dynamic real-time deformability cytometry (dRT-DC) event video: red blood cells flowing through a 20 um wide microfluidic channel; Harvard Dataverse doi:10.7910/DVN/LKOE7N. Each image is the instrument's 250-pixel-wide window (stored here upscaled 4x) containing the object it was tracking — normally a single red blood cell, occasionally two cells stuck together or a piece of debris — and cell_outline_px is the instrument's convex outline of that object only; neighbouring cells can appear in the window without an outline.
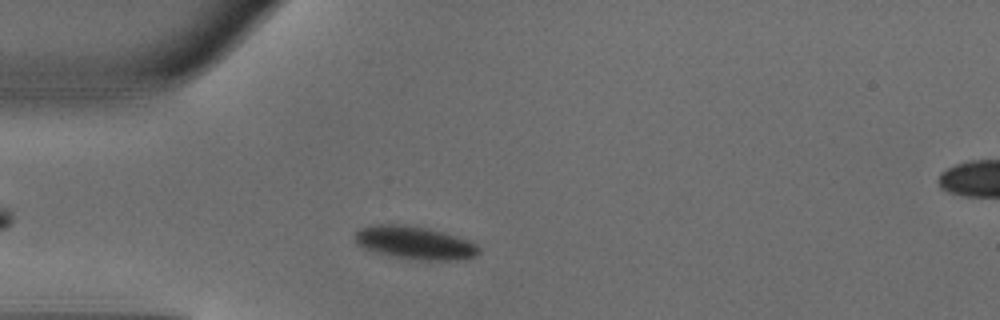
{"species": "common noctule bat (a hibernating species)", "species_latin": "Nyctalus noctula", "temperature_condition": "warm", "stored_images_in_passage": 39, "camera_frame_rate_fps": 3000, "um_per_image_px": 0.085, "animal": {"sex": "male", "body_mass_g": 18.8}, "frame": {"image": 1, "passage_image": 6, "time_ms": 1.667, "image_size_px": [1000, 320], "cell_outline_px": [[480, 252], [476, 256], [460, 260], [428, 260], [392, 256], [376, 252], [364, 248], [352, 236], [360, 228], [372, 224], [404, 224], [444, 232], [468, 240], [476, 244], [480, 248]], "centroid_in_image_um": [35.27, 20.62], "position_along_channel_um": 49.7, "area_um2": 23.7}}
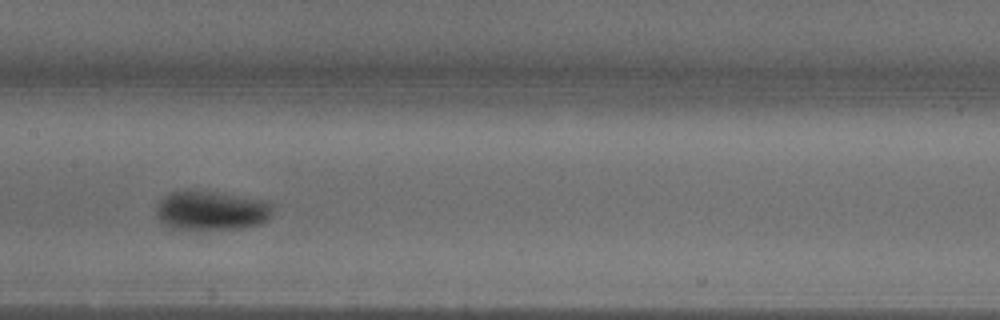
{"frame": {"image": 2, "passage_image": 17, "time_ms": 5.333, "image_size_px": [1000, 320], "cell_outline_px": [[272, 216], [268, 220], [260, 224], [240, 228], [188, 232], [172, 228], [164, 224], [156, 216], [156, 204], [164, 196], [172, 192], [188, 188], [272, 200]], "centroid_in_image_um": [17.96, 17.9], "position_along_channel_um": 189.4, "area_um2": 28.09}}
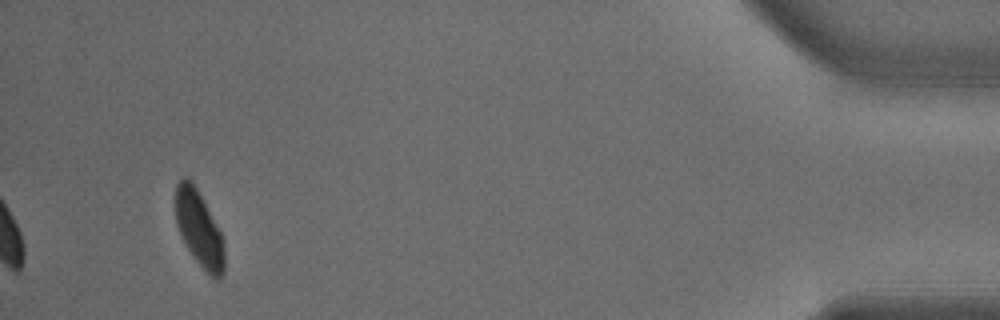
{"frame": {"image": 3, "passage_image": 39, "time_ms": 12.667, "image_size_px": [1000, 320], "cell_outline_px": [[224, 272], [216, 280], [196, 260], [188, 248], [176, 224], [172, 200], [176, 184], [184, 176], [188, 176], [192, 180], [220, 232], [224, 240]], "centroid_in_image_um": [16.87, 19.35], "position_along_channel_um": 418.3, "area_um2": 21.56}, "authors_computed_cell_mechanics": {"area_um2": 24.9696, "velocity_mm_per_s": 4.1079, "shape_relaxation_time_tau1_ms": 3.22, "shape_relaxation_time_tau2_ms": null, "deformation_change_tau1": 0.1342, "deformation_change_tau2": null}}